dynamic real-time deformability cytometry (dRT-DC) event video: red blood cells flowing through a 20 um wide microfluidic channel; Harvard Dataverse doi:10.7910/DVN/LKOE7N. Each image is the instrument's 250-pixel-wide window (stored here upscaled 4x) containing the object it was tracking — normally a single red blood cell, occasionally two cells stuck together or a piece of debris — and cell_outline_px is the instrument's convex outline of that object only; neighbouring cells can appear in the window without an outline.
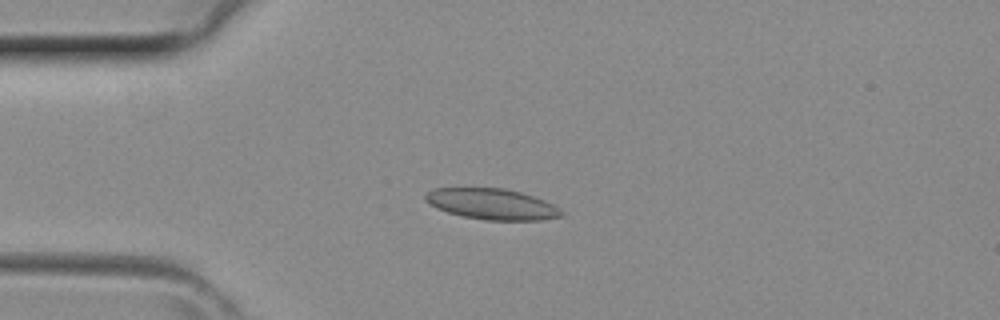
{"species": "common noctule bat (a hibernating species)", "species_latin": "Nyctalus noctula", "temperature_condition": "room temperature", "stored_images_in_passage": 41, "camera_frame_rate_fps": 3000, "um_per_image_px": 0.085, "animal": {"sex": "female", "body_mass_g": 29.2, "forearm_length_mm": 56.3}, "frame": {"image": 1, "passage_image": 10, "time_ms": 3.0, "image_size_px": [1000, 320], "cell_outline_px": [[564, 216], [540, 220], [484, 220], [460, 216], [436, 208], [424, 200], [424, 196], [432, 188], [504, 188], [520, 192], [544, 200], [552, 204], [564, 212]], "centroid_in_image_um": [41.79, 17.35], "position_along_channel_um": 43.2, "area_um2": 24.51}}
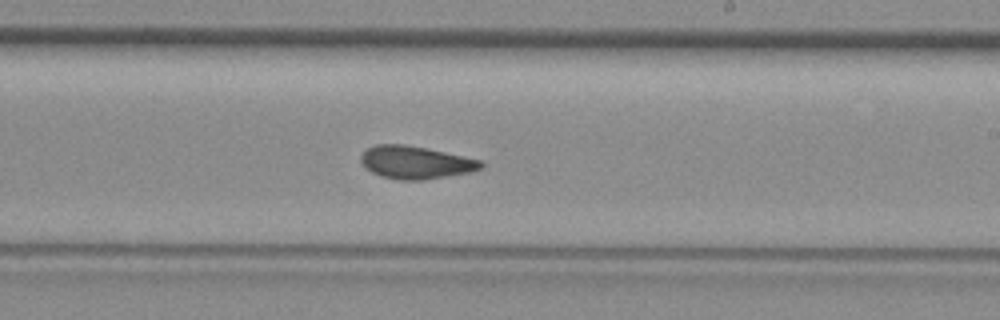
{"frame": {"image": 2, "passage_image": 24, "time_ms": 7.667, "image_size_px": [1000, 320], "cell_outline_px": [[484, 164], [480, 168], [468, 172], [424, 180], [400, 180], [380, 176], [372, 172], [360, 160], [360, 156], [368, 148], [376, 144], [404, 144], [444, 152], [480, 160]], "centroid_in_image_um": [35.29, 13.81], "position_along_channel_um": 253.7, "area_um2": 22.48}}
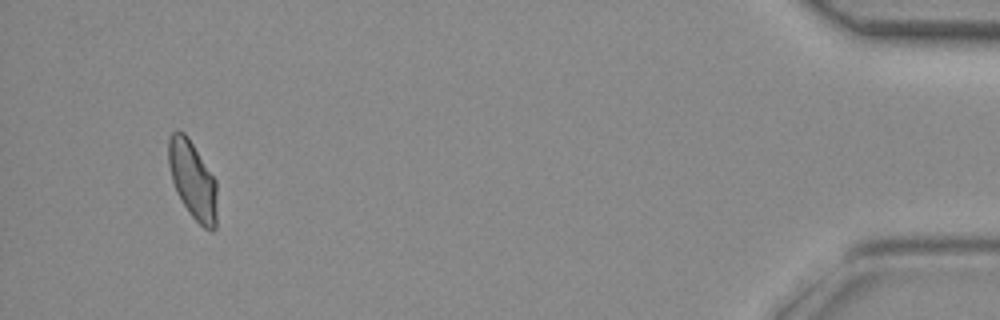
{"frame": {"image": 3, "passage_image": 39, "time_ms": 12.667, "image_size_px": [1000, 320], "cell_outline_px": [[216, 228], [212, 232], [204, 228], [188, 212], [176, 192], [172, 180], [168, 164], [168, 136], [176, 128], [184, 132], [188, 136], [216, 180]], "centroid_in_image_um": [16.36, 15.27], "position_along_channel_um": 418.8, "area_um2": 22.25}}